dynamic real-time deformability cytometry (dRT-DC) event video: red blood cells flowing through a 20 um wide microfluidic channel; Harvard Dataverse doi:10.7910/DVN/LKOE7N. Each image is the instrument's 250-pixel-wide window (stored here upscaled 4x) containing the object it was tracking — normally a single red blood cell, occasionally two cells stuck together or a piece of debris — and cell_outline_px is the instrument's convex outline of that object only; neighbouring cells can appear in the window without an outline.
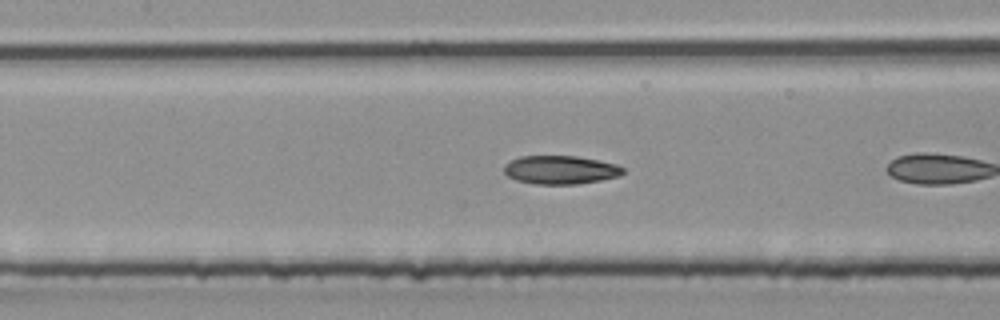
{"species": "common noctule bat (a hibernating species)", "species_latin": "Nyctalus noctula", "temperature_condition": "room temperature", "stored_images_in_passage": 11, "camera_frame_rate_fps": 3000, "um_per_image_px": 0.085, "animal": {"sex": "male", "body_mass_g": 20.4}, "frame": {"image": 1, "passage_image": 7, "time_ms": 2.0, "image_size_px": [1000, 320], "cell_outline_px": [[624, 172], [620, 176], [600, 180], [576, 184], [536, 184], [516, 180], [508, 176], [504, 172], [504, 164], [520, 156], [576, 156], [616, 164], [624, 168]], "centroid_in_image_um": [47.63, 14.44], "position_along_channel_um": 159.8, "area_um2": 19.65}}